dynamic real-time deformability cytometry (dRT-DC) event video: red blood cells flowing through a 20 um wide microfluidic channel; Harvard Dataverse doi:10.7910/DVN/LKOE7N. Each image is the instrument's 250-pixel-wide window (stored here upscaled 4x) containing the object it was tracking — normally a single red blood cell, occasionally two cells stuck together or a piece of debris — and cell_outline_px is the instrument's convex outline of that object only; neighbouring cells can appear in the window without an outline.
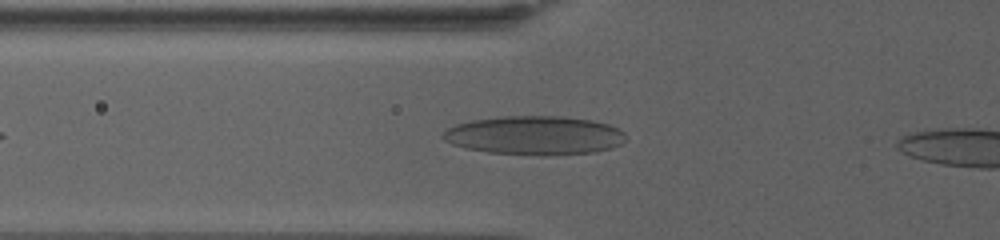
{"species": "human", "species_latin": "Homo sapiens", "temperature_condition": "warm", "stored_images_in_passage": 48, "camera_frame_rate_fps": 3000, "um_per_image_px": 0.085, "donor": {"sex": "female"}, "frame": {"image": 1, "passage_image": 9, "time_ms": 2.667, "image_size_px": [1000, 240], "cell_outline_px": [[628, 140], [612, 148], [596, 152], [544, 156], [540, 156], [488, 152], [464, 148], [452, 144], [444, 140], [440, 136], [448, 128], [456, 124], [472, 120], [496, 116], [560, 116], [592, 120], [608, 124], [624, 132]], "centroid_in_image_um": [45.44, 11.51], "position_along_channel_um": 80.4, "area_um2": 41.85}}
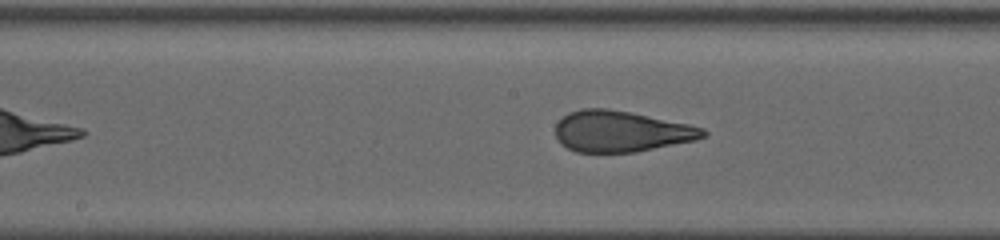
{"frame": {"image": 2, "passage_image": 21, "time_ms": 6.667, "image_size_px": [1000, 240], "cell_outline_px": [[708, 132], [704, 136], [696, 140], [636, 152], [576, 152], [560, 144], [556, 136], [556, 124], [568, 112], [584, 108], [608, 108], [688, 124], [704, 128]], "centroid_in_image_um": [52.77, 11.17], "position_along_channel_um": 195.4, "area_um2": 35.14}}
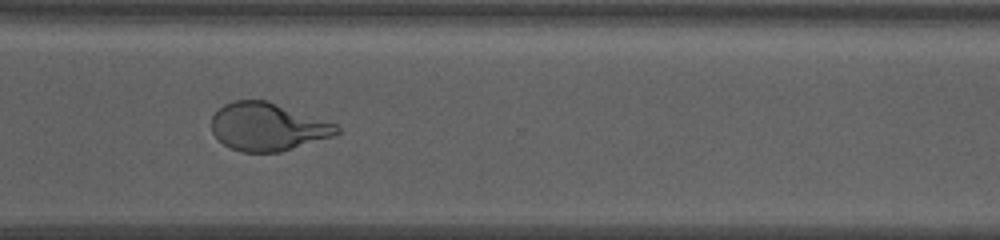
{"frame": {"image": 3, "passage_image": 37, "time_ms": 12.0, "image_size_px": [1000, 240], "cell_outline_px": [[340, 132], [332, 136], [280, 152], [240, 152], [224, 144], [212, 132], [212, 116], [224, 104], [236, 100], [268, 100], [336, 124], [340, 128]], "centroid_in_image_um": [22.74, 10.77], "position_along_channel_um": 347.9, "area_um2": 34.68}}